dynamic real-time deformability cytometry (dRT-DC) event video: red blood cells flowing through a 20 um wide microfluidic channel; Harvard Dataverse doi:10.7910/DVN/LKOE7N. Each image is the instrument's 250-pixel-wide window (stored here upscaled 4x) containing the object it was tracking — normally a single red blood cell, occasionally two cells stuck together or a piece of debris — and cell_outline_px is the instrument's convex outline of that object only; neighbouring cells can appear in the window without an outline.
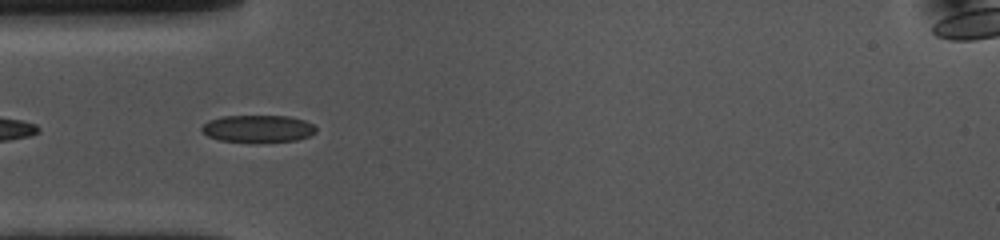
{"species": "common noctule bat (a hibernating species)", "species_latin": "Nyctalus noctula", "temperature_condition": "cold", "stored_images_in_passage": 26, "camera_frame_rate_fps": 3000, "um_per_image_px": 0.085, "animal": {"sex": "female", "body_mass_g": 10.0, "forearm_length_mm": 53.1}, "frame": {"image": 1, "passage_image": 3, "time_ms": 0.667, "image_size_px": [1000, 240], "cell_outline_px": [[316, 132], [308, 136], [296, 140], [220, 140], [208, 136], [200, 128], [208, 120], [220, 116], [288, 116], [304, 120], [312, 124], [316, 128]], "centroid_in_image_um": [21.91, 10.89], "position_along_channel_um": 63.1, "area_um2": 17.46}}
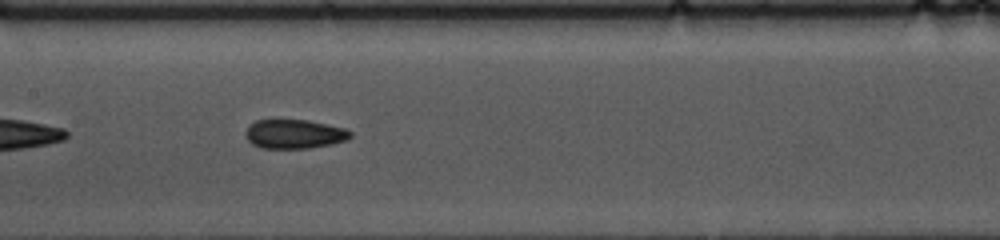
{"frame": {"image": 2, "passage_image": 13, "time_ms": 4.0, "image_size_px": [1000, 240], "cell_outline_px": [[352, 136], [348, 140], [332, 144], [308, 148], [260, 148], [252, 144], [244, 136], [244, 132], [248, 124], [256, 120], [308, 120], [344, 128], [352, 132]], "centroid_in_image_um": [24.99, 11.39], "position_along_channel_um": 182.4, "area_um2": 17.98}}
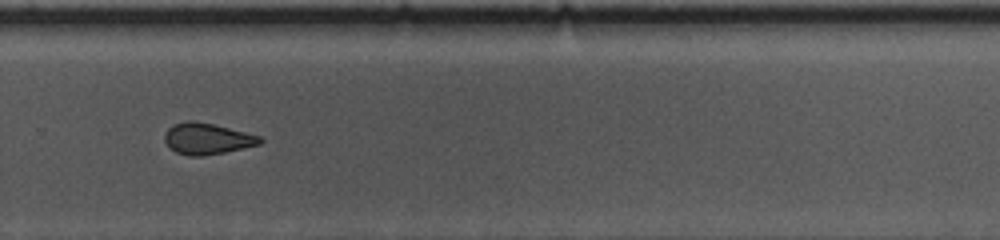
{"frame": {"image": 3, "passage_image": 24, "time_ms": 7.667, "image_size_px": [1000, 240], "cell_outline_px": [[264, 140], [260, 144], [244, 148], [204, 156], [188, 156], [176, 152], [168, 148], [164, 140], [164, 132], [172, 124], [188, 120], [192, 120], [212, 124], [260, 136]], "centroid_in_image_um": [17.55, 11.8], "position_along_channel_um": 312.2, "area_um2": 17.46}}